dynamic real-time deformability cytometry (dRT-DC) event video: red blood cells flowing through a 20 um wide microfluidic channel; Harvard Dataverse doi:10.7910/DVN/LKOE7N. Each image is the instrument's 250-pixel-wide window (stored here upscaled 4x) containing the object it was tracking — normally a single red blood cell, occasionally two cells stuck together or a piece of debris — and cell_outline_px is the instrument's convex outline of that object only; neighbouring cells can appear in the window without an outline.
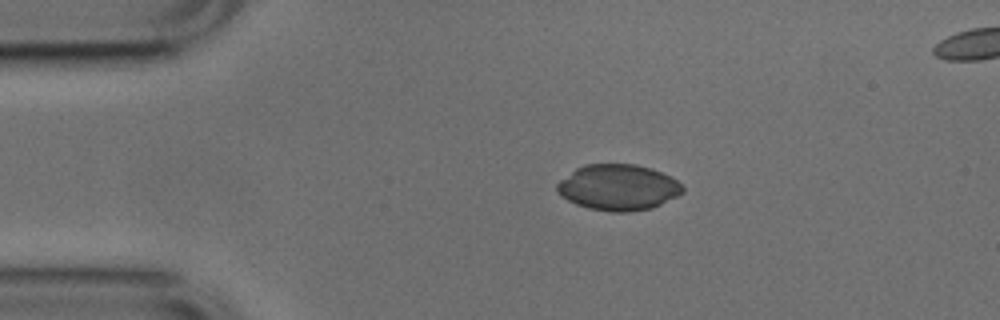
{"species": "common noctule bat (a hibernating species)", "species_latin": "Nyctalus noctula", "temperature_condition": "cold", "stored_images_in_passage": 34, "camera_frame_rate_fps": 3000, "um_per_image_px": 0.085, "animal": {"sex": "male", "body_mass_g": 17.9, "forearm_length_mm": 54.2}, "frame": {"image": 1, "passage_image": 1, "time_ms": 0.0, "image_size_px": [1000, 320], "cell_outline_px": [[684, 192], [652, 208], [628, 212], [612, 212], [588, 208], [576, 204], [560, 196], [556, 188], [556, 184], [560, 180], [576, 168], [584, 164], [636, 164], [652, 168], [676, 180], [684, 188]], "centroid_in_image_um": [52.52, 15.92], "position_along_channel_um": 32.5, "area_um2": 33.52}}
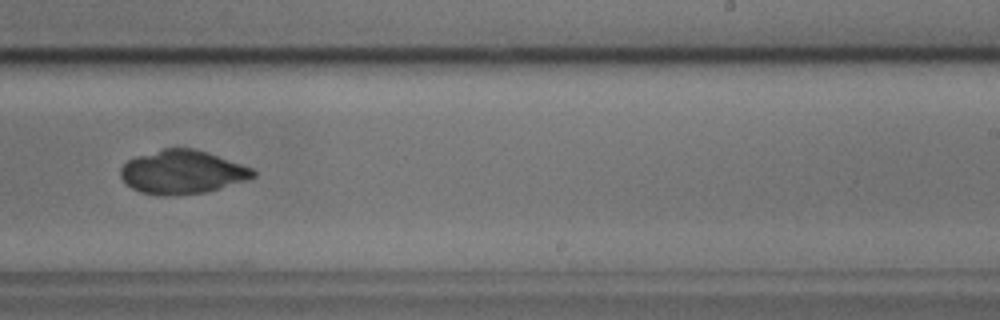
{"frame": {"image": 2, "passage_image": 23, "time_ms": 7.333, "image_size_px": [1000, 320], "cell_outline_px": [[256, 176], [220, 188], [204, 192], [140, 192], [124, 184], [120, 176], [120, 168], [128, 160], [136, 156], [164, 148], [192, 148], [252, 168], [256, 172]], "centroid_in_image_um": [15.45, 14.58], "position_along_channel_um": 273.6, "area_um2": 32.31}}
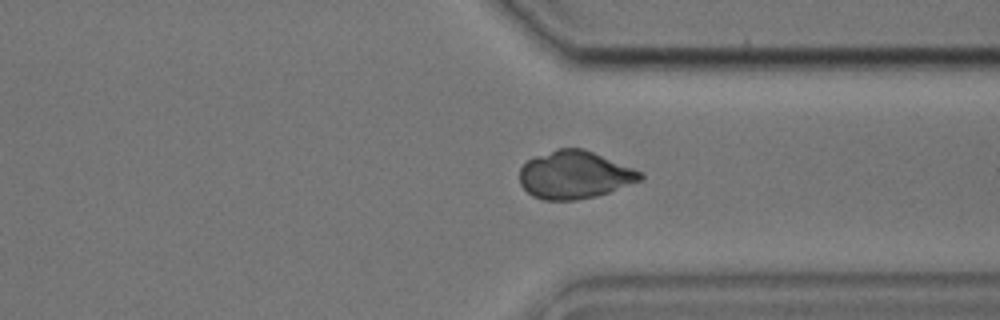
{"frame": {"image": 3, "passage_image": 30, "time_ms": 9.667, "image_size_px": [1000, 320], "cell_outline_px": [[644, 180], [596, 196], [576, 200], [544, 200], [532, 196], [520, 184], [520, 168], [528, 160], [536, 156], [556, 148], [584, 148], [632, 168], [640, 172], [644, 176]], "centroid_in_image_um": [48.83, 14.86], "position_along_channel_um": 362.6, "area_um2": 33.52}}